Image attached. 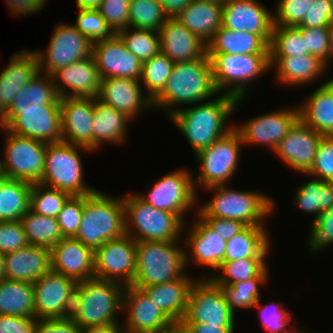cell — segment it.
<instances>
[{
    "label": "cell",
    "instance_id": "obj_12",
    "mask_svg": "<svg viewBox=\"0 0 333 333\" xmlns=\"http://www.w3.org/2000/svg\"><path fill=\"white\" fill-rule=\"evenodd\" d=\"M77 281L50 270L33 283L37 319L70 317Z\"/></svg>",
    "mask_w": 333,
    "mask_h": 333
},
{
    "label": "cell",
    "instance_id": "obj_55",
    "mask_svg": "<svg viewBox=\"0 0 333 333\" xmlns=\"http://www.w3.org/2000/svg\"><path fill=\"white\" fill-rule=\"evenodd\" d=\"M309 248L318 251L333 243V208L323 211L310 224Z\"/></svg>",
    "mask_w": 333,
    "mask_h": 333
},
{
    "label": "cell",
    "instance_id": "obj_46",
    "mask_svg": "<svg viewBox=\"0 0 333 333\" xmlns=\"http://www.w3.org/2000/svg\"><path fill=\"white\" fill-rule=\"evenodd\" d=\"M167 18L159 0H131L129 3V27L159 31Z\"/></svg>",
    "mask_w": 333,
    "mask_h": 333
},
{
    "label": "cell",
    "instance_id": "obj_14",
    "mask_svg": "<svg viewBox=\"0 0 333 333\" xmlns=\"http://www.w3.org/2000/svg\"><path fill=\"white\" fill-rule=\"evenodd\" d=\"M136 274V241L129 235L109 240L94 250V277L132 285Z\"/></svg>",
    "mask_w": 333,
    "mask_h": 333
},
{
    "label": "cell",
    "instance_id": "obj_71",
    "mask_svg": "<svg viewBox=\"0 0 333 333\" xmlns=\"http://www.w3.org/2000/svg\"><path fill=\"white\" fill-rule=\"evenodd\" d=\"M328 28H329V33H330V42H331V46H332V50H333V20L329 24Z\"/></svg>",
    "mask_w": 333,
    "mask_h": 333
},
{
    "label": "cell",
    "instance_id": "obj_51",
    "mask_svg": "<svg viewBox=\"0 0 333 333\" xmlns=\"http://www.w3.org/2000/svg\"><path fill=\"white\" fill-rule=\"evenodd\" d=\"M84 195H71L57 215L63 238L76 236L83 213Z\"/></svg>",
    "mask_w": 333,
    "mask_h": 333
},
{
    "label": "cell",
    "instance_id": "obj_52",
    "mask_svg": "<svg viewBox=\"0 0 333 333\" xmlns=\"http://www.w3.org/2000/svg\"><path fill=\"white\" fill-rule=\"evenodd\" d=\"M313 2L314 0H279L276 14H273L274 26L297 27Z\"/></svg>",
    "mask_w": 333,
    "mask_h": 333
},
{
    "label": "cell",
    "instance_id": "obj_74",
    "mask_svg": "<svg viewBox=\"0 0 333 333\" xmlns=\"http://www.w3.org/2000/svg\"><path fill=\"white\" fill-rule=\"evenodd\" d=\"M197 1H211V2H220V3H224L227 0H197Z\"/></svg>",
    "mask_w": 333,
    "mask_h": 333
},
{
    "label": "cell",
    "instance_id": "obj_45",
    "mask_svg": "<svg viewBox=\"0 0 333 333\" xmlns=\"http://www.w3.org/2000/svg\"><path fill=\"white\" fill-rule=\"evenodd\" d=\"M308 50L301 27L274 26L269 44L270 57H289L306 55Z\"/></svg>",
    "mask_w": 333,
    "mask_h": 333
},
{
    "label": "cell",
    "instance_id": "obj_75",
    "mask_svg": "<svg viewBox=\"0 0 333 333\" xmlns=\"http://www.w3.org/2000/svg\"><path fill=\"white\" fill-rule=\"evenodd\" d=\"M2 173L1 159H0V174Z\"/></svg>",
    "mask_w": 333,
    "mask_h": 333
},
{
    "label": "cell",
    "instance_id": "obj_24",
    "mask_svg": "<svg viewBox=\"0 0 333 333\" xmlns=\"http://www.w3.org/2000/svg\"><path fill=\"white\" fill-rule=\"evenodd\" d=\"M51 76L60 98H98L100 94L101 78L93 55L78 60L71 65L64 66L55 71ZM57 79L60 80L58 81L59 84L56 82ZM64 86L73 92L69 94Z\"/></svg>",
    "mask_w": 333,
    "mask_h": 333
},
{
    "label": "cell",
    "instance_id": "obj_36",
    "mask_svg": "<svg viewBox=\"0 0 333 333\" xmlns=\"http://www.w3.org/2000/svg\"><path fill=\"white\" fill-rule=\"evenodd\" d=\"M207 53L269 54V45L254 33L221 26L207 43Z\"/></svg>",
    "mask_w": 333,
    "mask_h": 333
},
{
    "label": "cell",
    "instance_id": "obj_18",
    "mask_svg": "<svg viewBox=\"0 0 333 333\" xmlns=\"http://www.w3.org/2000/svg\"><path fill=\"white\" fill-rule=\"evenodd\" d=\"M122 306L127 309L125 333H165L175 326L140 288L125 286Z\"/></svg>",
    "mask_w": 333,
    "mask_h": 333
},
{
    "label": "cell",
    "instance_id": "obj_19",
    "mask_svg": "<svg viewBox=\"0 0 333 333\" xmlns=\"http://www.w3.org/2000/svg\"><path fill=\"white\" fill-rule=\"evenodd\" d=\"M222 26L260 36L268 45L273 32V13L255 0H227L223 3Z\"/></svg>",
    "mask_w": 333,
    "mask_h": 333
},
{
    "label": "cell",
    "instance_id": "obj_33",
    "mask_svg": "<svg viewBox=\"0 0 333 333\" xmlns=\"http://www.w3.org/2000/svg\"><path fill=\"white\" fill-rule=\"evenodd\" d=\"M299 109V119L323 136H333V79L316 89Z\"/></svg>",
    "mask_w": 333,
    "mask_h": 333
},
{
    "label": "cell",
    "instance_id": "obj_3",
    "mask_svg": "<svg viewBox=\"0 0 333 333\" xmlns=\"http://www.w3.org/2000/svg\"><path fill=\"white\" fill-rule=\"evenodd\" d=\"M124 288L115 281L95 277L78 281L70 317L81 329L118 323Z\"/></svg>",
    "mask_w": 333,
    "mask_h": 333
},
{
    "label": "cell",
    "instance_id": "obj_67",
    "mask_svg": "<svg viewBox=\"0 0 333 333\" xmlns=\"http://www.w3.org/2000/svg\"><path fill=\"white\" fill-rule=\"evenodd\" d=\"M103 0H76L78 9H97Z\"/></svg>",
    "mask_w": 333,
    "mask_h": 333
},
{
    "label": "cell",
    "instance_id": "obj_13",
    "mask_svg": "<svg viewBox=\"0 0 333 333\" xmlns=\"http://www.w3.org/2000/svg\"><path fill=\"white\" fill-rule=\"evenodd\" d=\"M206 278L192 284L188 294L187 312L181 322L235 326V314L230 310L221 287L209 277Z\"/></svg>",
    "mask_w": 333,
    "mask_h": 333
},
{
    "label": "cell",
    "instance_id": "obj_49",
    "mask_svg": "<svg viewBox=\"0 0 333 333\" xmlns=\"http://www.w3.org/2000/svg\"><path fill=\"white\" fill-rule=\"evenodd\" d=\"M70 196L66 191L50 188L40 183L33 184L29 209L39 215L57 217Z\"/></svg>",
    "mask_w": 333,
    "mask_h": 333
},
{
    "label": "cell",
    "instance_id": "obj_48",
    "mask_svg": "<svg viewBox=\"0 0 333 333\" xmlns=\"http://www.w3.org/2000/svg\"><path fill=\"white\" fill-rule=\"evenodd\" d=\"M174 62L161 51L142 63L140 80L148 90V96L154 99L166 86L171 75Z\"/></svg>",
    "mask_w": 333,
    "mask_h": 333
},
{
    "label": "cell",
    "instance_id": "obj_73",
    "mask_svg": "<svg viewBox=\"0 0 333 333\" xmlns=\"http://www.w3.org/2000/svg\"><path fill=\"white\" fill-rule=\"evenodd\" d=\"M288 330H289V329L287 328V329H285V330H283V331H281V332H279V333H293V332H289ZM295 333H305V331H303V330H302V331H301V330H300V331H297V330H296ZM306 333H307V332H306Z\"/></svg>",
    "mask_w": 333,
    "mask_h": 333
},
{
    "label": "cell",
    "instance_id": "obj_32",
    "mask_svg": "<svg viewBox=\"0 0 333 333\" xmlns=\"http://www.w3.org/2000/svg\"><path fill=\"white\" fill-rule=\"evenodd\" d=\"M223 3L192 0L175 18L206 44L222 26Z\"/></svg>",
    "mask_w": 333,
    "mask_h": 333
},
{
    "label": "cell",
    "instance_id": "obj_35",
    "mask_svg": "<svg viewBox=\"0 0 333 333\" xmlns=\"http://www.w3.org/2000/svg\"><path fill=\"white\" fill-rule=\"evenodd\" d=\"M131 121L124 113L105 105L94 98L93 115V151L104 142L121 143L125 140L128 122Z\"/></svg>",
    "mask_w": 333,
    "mask_h": 333
},
{
    "label": "cell",
    "instance_id": "obj_58",
    "mask_svg": "<svg viewBox=\"0 0 333 333\" xmlns=\"http://www.w3.org/2000/svg\"><path fill=\"white\" fill-rule=\"evenodd\" d=\"M271 304V305H270ZM263 306L260 304V299L254 305L259 306L261 325L269 333H279L286 329V325L290 323L291 315L284 306L271 302ZM274 305V306H273ZM267 309V310H266Z\"/></svg>",
    "mask_w": 333,
    "mask_h": 333
},
{
    "label": "cell",
    "instance_id": "obj_44",
    "mask_svg": "<svg viewBox=\"0 0 333 333\" xmlns=\"http://www.w3.org/2000/svg\"><path fill=\"white\" fill-rule=\"evenodd\" d=\"M265 257H246L239 260L224 261L218 270L220 274L210 277L216 285H232L258 276L266 267ZM219 275V276H218Z\"/></svg>",
    "mask_w": 333,
    "mask_h": 333
},
{
    "label": "cell",
    "instance_id": "obj_15",
    "mask_svg": "<svg viewBox=\"0 0 333 333\" xmlns=\"http://www.w3.org/2000/svg\"><path fill=\"white\" fill-rule=\"evenodd\" d=\"M6 130L37 141L51 144L63 141L60 105L42 108L6 109Z\"/></svg>",
    "mask_w": 333,
    "mask_h": 333
},
{
    "label": "cell",
    "instance_id": "obj_39",
    "mask_svg": "<svg viewBox=\"0 0 333 333\" xmlns=\"http://www.w3.org/2000/svg\"><path fill=\"white\" fill-rule=\"evenodd\" d=\"M40 72L16 94L7 109L42 108V105H60L52 76Z\"/></svg>",
    "mask_w": 333,
    "mask_h": 333
},
{
    "label": "cell",
    "instance_id": "obj_63",
    "mask_svg": "<svg viewBox=\"0 0 333 333\" xmlns=\"http://www.w3.org/2000/svg\"><path fill=\"white\" fill-rule=\"evenodd\" d=\"M186 333H234L235 326H218L199 322H181Z\"/></svg>",
    "mask_w": 333,
    "mask_h": 333
},
{
    "label": "cell",
    "instance_id": "obj_68",
    "mask_svg": "<svg viewBox=\"0 0 333 333\" xmlns=\"http://www.w3.org/2000/svg\"><path fill=\"white\" fill-rule=\"evenodd\" d=\"M7 126V115L6 110L0 104V128L5 129Z\"/></svg>",
    "mask_w": 333,
    "mask_h": 333
},
{
    "label": "cell",
    "instance_id": "obj_31",
    "mask_svg": "<svg viewBox=\"0 0 333 333\" xmlns=\"http://www.w3.org/2000/svg\"><path fill=\"white\" fill-rule=\"evenodd\" d=\"M0 74V104L6 110L23 86L40 73L39 59L34 52L14 54Z\"/></svg>",
    "mask_w": 333,
    "mask_h": 333
},
{
    "label": "cell",
    "instance_id": "obj_47",
    "mask_svg": "<svg viewBox=\"0 0 333 333\" xmlns=\"http://www.w3.org/2000/svg\"><path fill=\"white\" fill-rule=\"evenodd\" d=\"M128 30H130V27L121 29L116 34L123 40L126 48L142 63L161 51L158 31L136 28L133 32Z\"/></svg>",
    "mask_w": 333,
    "mask_h": 333
},
{
    "label": "cell",
    "instance_id": "obj_16",
    "mask_svg": "<svg viewBox=\"0 0 333 333\" xmlns=\"http://www.w3.org/2000/svg\"><path fill=\"white\" fill-rule=\"evenodd\" d=\"M54 29L46 55L35 51L40 72L50 76L64 66L91 57L93 52V44L74 25L61 23Z\"/></svg>",
    "mask_w": 333,
    "mask_h": 333
},
{
    "label": "cell",
    "instance_id": "obj_41",
    "mask_svg": "<svg viewBox=\"0 0 333 333\" xmlns=\"http://www.w3.org/2000/svg\"><path fill=\"white\" fill-rule=\"evenodd\" d=\"M31 183L7 179L0 193V221H16L29 210Z\"/></svg>",
    "mask_w": 333,
    "mask_h": 333
},
{
    "label": "cell",
    "instance_id": "obj_57",
    "mask_svg": "<svg viewBox=\"0 0 333 333\" xmlns=\"http://www.w3.org/2000/svg\"><path fill=\"white\" fill-rule=\"evenodd\" d=\"M28 245L20 220L0 221V253L14 252Z\"/></svg>",
    "mask_w": 333,
    "mask_h": 333
},
{
    "label": "cell",
    "instance_id": "obj_66",
    "mask_svg": "<svg viewBox=\"0 0 333 333\" xmlns=\"http://www.w3.org/2000/svg\"><path fill=\"white\" fill-rule=\"evenodd\" d=\"M118 323L107 324L103 326H92L82 329V333H125L124 329L118 327Z\"/></svg>",
    "mask_w": 333,
    "mask_h": 333
},
{
    "label": "cell",
    "instance_id": "obj_59",
    "mask_svg": "<svg viewBox=\"0 0 333 333\" xmlns=\"http://www.w3.org/2000/svg\"><path fill=\"white\" fill-rule=\"evenodd\" d=\"M333 20V1L314 0L311 3L309 12L306 13L302 22L298 25L301 28L328 27Z\"/></svg>",
    "mask_w": 333,
    "mask_h": 333
},
{
    "label": "cell",
    "instance_id": "obj_30",
    "mask_svg": "<svg viewBox=\"0 0 333 333\" xmlns=\"http://www.w3.org/2000/svg\"><path fill=\"white\" fill-rule=\"evenodd\" d=\"M194 280L184 276L173 281L141 287L157 307L179 325L187 312L188 294Z\"/></svg>",
    "mask_w": 333,
    "mask_h": 333
},
{
    "label": "cell",
    "instance_id": "obj_10",
    "mask_svg": "<svg viewBox=\"0 0 333 333\" xmlns=\"http://www.w3.org/2000/svg\"><path fill=\"white\" fill-rule=\"evenodd\" d=\"M242 144L239 132L233 127L209 147L200 150L196 159L200 162L201 171L193 179L194 188L197 184L205 188L226 185L238 167Z\"/></svg>",
    "mask_w": 333,
    "mask_h": 333
},
{
    "label": "cell",
    "instance_id": "obj_28",
    "mask_svg": "<svg viewBox=\"0 0 333 333\" xmlns=\"http://www.w3.org/2000/svg\"><path fill=\"white\" fill-rule=\"evenodd\" d=\"M191 228L188 235L187 246L190 250H185L186 266L190 259L199 266H206L212 269H219L224 262L227 241L221 237L200 215ZM187 251H191L189 254ZM192 257V258H191Z\"/></svg>",
    "mask_w": 333,
    "mask_h": 333
},
{
    "label": "cell",
    "instance_id": "obj_26",
    "mask_svg": "<svg viewBox=\"0 0 333 333\" xmlns=\"http://www.w3.org/2000/svg\"><path fill=\"white\" fill-rule=\"evenodd\" d=\"M139 81L115 77L101 79L100 94L97 99L132 120L146 107H153V99L146 94L143 95Z\"/></svg>",
    "mask_w": 333,
    "mask_h": 333
},
{
    "label": "cell",
    "instance_id": "obj_1",
    "mask_svg": "<svg viewBox=\"0 0 333 333\" xmlns=\"http://www.w3.org/2000/svg\"><path fill=\"white\" fill-rule=\"evenodd\" d=\"M242 100L243 98L237 99L222 92V95L213 101L203 104L201 102V105L196 107L175 109L169 119L174 121L187 138L196 155L233 129V124L227 126L228 128L225 126L229 116L231 117Z\"/></svg>",
    "mask_w": 333,
    "mask_h": 333
},
{
    "label": "cell",
    "instance_id": "obj_25",
    "mask_svg": "<svg viewBox=\"0 0 333 333\" xmlns=\"http://www.w3.org/2000/svg\"><path fill=\"white\" fill-rule=\"evenodd\" d=\"M51 270L75 281L94 277V250L73 238H63L51 249Z\"/></svg>",
    "mask_w": 333,
    "mask_h": 333
},
{
    "label": "cell",
    "instance_id": "obj_29",
    "mask_svg": "<svg viewBox=\"0 0 333 333\" xmlns=\"http://www.w3.org/2000/svg\"><path fill=\"white\" fill-rule=\"evenodd\" d=\"M5 279L34 283L51 270L50 248L28 244L4 254Z\"/></svg>",
    "mask_w": 333,
    "mask_h": 333
},
{
    "label": "cell",
    "instance_id": "obj_61",
    "mask_svg": "<svg viewBox=\"0 0 333 333\" xmlns=\"http://www.w3.org/2000/svg\"><path fill=\"white\" fill-rule=\"evenodd\" d=\"M37 318L0 315V333H36Z\"/></svg>",
    "mask_w": 333,
    "mask_h": 333
},
{
    "label": "cell",
    "instance_id": "obj_23",
    "mask_svg": "<svg viewBox=\"0 0 333 333\" xmlns=\"http://www.w3.org/2000/svg\"><path fill=\"white\" fill-rule=\"evenodd\" d=\"M61 123L63 141L93 151L94 98H61Z\"/></svg>",
    "mask_w": 333,
    "mask_h": 333
},
{
    "label": "cell",
    "instance_id": "obj_38",
    "mask_svg": "<svg viewBox=\"0 0 333 333\" xmlns=\"http://www.w3.org/2000/svg\"><path fill=\"white\" fill-rule=\"evenodd\" d=\"M0 315L35 317L33 283L2 279Z\"/></svg>",
    "mask_w": 333,
    "mask_h": 333
},
{
    "label": "cell",
    "instance_id": "obj_6",
    "mask_svg": "<svg viewBox=\"0 0 333 333\" xmlns=\"http://www.w3.org/2000/svg\"><path fill=\"white\" fill-rule=\"evenodd\" d=\"M214 197L198 209L201 217L235 219L247 226H265L264 219L274 210V202L268 196L254 191H237L226 185L211 186Z\"/></svg>",
    "mask_w": 333,
    "mask_h": 333
},
{
    "label": "cell",
    "instance_id": "obj_43",
    "mask_svg": "<svg viewBox=\"0 0 333 333\" xmlns=\"http://www.w3.org/2000/svg\"><path fill=\"white\" fill-rule=\"evenodd\" d=\"M268 268L266 267L258 276L232 285H217L221 287L230 310L235 313L236 308H254L260 299L259 284L268 280Z\"/></svg>",
    "mask_w": 333,
    "mask_h": 333
},
{
    "label": "cell",
    "instance_id": "obj_11",
    "mask_svg": "<svg viewBox=\"0 0 333 333\" xmlns=\"http://www.w3.org/2000/svg\"><path fill=\"white\" fill-rule=\"evenodd\" d=\"M2 130L7 137L4 151L6 157L1 161L2 172L9 179L39 183L44 171L47 144Z\"/></svg>",
    "mask_w": 333,
    "mask_h": 333
},
{
    "label": "cell",
    "instance_id": "obj_8",
    "mask_svg": "<svg viewBox=\"0 0 333 333\" xmlns=\"http://www.w3.org/2000/svg\"><path fill=\"white\" fill-rule=\"evenodd\" d=\"M207 56L211 61L213 81L217 92L227 88L225 94L237 99L247 95L249 82L271 68L269 54L207 53ZM228 87L232 88L228 89Z\"/></svg>",
    "mask_w": 333,
    "mask_h": 333
},
{
    "label": "cell",
    "instance_id": "obj_65",
    "mask_svg": "<svg viewBox=\"0 0 333 333\" xmlns=\"http://www.w3.org/2000/svg\"><path fill=\"white\" fill-rule=\"evenodd\" d=\"M168 17H176L192 0H159Z\"/></svg>",
    "mask_w": 333,
    "mask_h": 333
},
{
    "label": "cell",
    "instance_id": "obj_53",
    "mask_svg": "<svg viewBox=\"0 0 333 333\" xmlns=\"http://www.w3.org/2000/svg\"><path fill=\"white\" fill-rule=\"evenodd\" d=\"M308 54L319 57L326 64L333 57L328 27L301 28ZM332 56V57H331Z\"/></svg>",
    "mask_w": 333,
    "mask_h": 333
},
{
    "label": "cell",
    "instance_id": "obj_2",
    "mask_svg": "<svg viewBox=\"0 0 333 333\" xmlns=\"http://www.w3.org/2000/svg\"><path fill=\"white\" fill-rule=\"evenodd\" d=\"M210 58L201 56L187 62L174 63L164 89L153 99V107L175 112V104H197L217 95Z\"/></svg>",
    "mask_w": 333,
    "mask_h": 333
},
{
    "label": "cell",
    "instance_id": "obj_37",
    "mask_svg": "<svg viewBox=\"0 0 333 333\" xmlns=\"http://www.w3.org/2000/svg\"><path fill=\"white\" fill-rule=\"evenodd\" d=\"M265 226H246L227 240L224 261L246 257H266L270 250V238Z\"/></svg>",
    "mask_w": 333,
    "mask_h": 333
},
{
    "label": "cell",
    "instance_id": "obj_62",
    "mask_svg": "<svg viewBox=\"0 0 333 333\" xmlns=\"http://www.w3.org/2000/svg\"><path fill=\"white\" fill-rule=\"evenodd\" d=\"M226 241L242 231L247 225L235 219L202 217Z\"/></svg>",
    "mask_w": 333,
    "mask_h": 333
},
{
    "label": "cell",
    "instance_id": "obj_42",
    "mask_svg": "<svg viewBox=\"0 0 333 333\" xmlns=\"http://www.w3.org/2000/svg\"><path fill=\"white\" fill-rule=\"evenodd\" d=\"M295 193L297 207L316 214L312 223L323 211L333 208V182L314 178L298 187Z\"/></svg>",
    "mask_w": 333,
    "mask_h": 333
},
{
    "label": "cell",
    "instance_id": "obj_27",
    "mask_svg": "<svg viewBox=\"0 0 333 333\" xmlns=\"http://www.w3.org/2000/svg\"><path fill=\"white\" fill-rule=\"evenodd\" d=\"M158 32L161 52L174 63L207 55V44L175 17H168Z\"/></svg>",
    "mask_w": 333,
    "mask_h": 333
},
{
    "label": "cell",
    "instance_id": "obj_7",
    "mask_svg": "<svg viewBox=\"0 0 333 333\" xmlns=\"http://www.w3.org/2000/svg\"><path fill=\"white\" fill-rule=\"evenodd\" d=\"M123 202L126 235L131 236L135 241L179 239L184 221L177 214L152 207L141 200L138 194L124 196ZM134 229L136 230L133 231Z\"/></svg>",
    "mask_w": 333,
    "mask_h": 333
},
{
    "label": "cell",
    "instance_id": "obj_50",
    "mask_svg": "<svg viewBox=\"0 0 333 333\" xmlns=\"http://www.w3.org/2000/svg\"><path fill=\"white\" fill-rule=\"evenodd\" d=\"M73 25L92 44L110 39L116 34L97 9H78Z\"/></svg>",
    "mask_w": 333,
    "mask_h": 333
},
{
    "label": "cell",
    "instance_id": "obj_9",
    "mask_svg": "<svg viewBox=\"0 0 333 333\" xmlns=\"http://www.w3.org/2000/svg\"><path fill=\"white\" fill-rule=\"evenodd\" d=\"M78 150L92 151L65 141L47 144L44 171L39 183L70 195H90L95 192L96 189L83 181L82 159Z\"/></svg>",
    "mask_w": 333,
    "mask_h": 333
},
{
    "label": "cell",
    "instance_id": "obj_69",
    "mask_svg": "<svg viewBox=\"0 0 333 333\" xmlns=\"http://www.w3.org/2000/svg\"><path fill=\"white\" fill-rule=\"evenodd\" d=\"M5 279L4 254L0 253V281Z\"/></svg>",
    "mask_w": 333,
    "mask_h": 333
},
{
    "label": "cell",
    "instance_id": "obj_21",
    "mask_svg": "<svg viewBox=\"0 0 333 333\" xmlns=\"http://www.w3.org/2000/svg\"><path fill=\"white\" fill-rule=\"evenodd\" d=\"M323 135L298 119L273 151L285 165L307 174L315 161L316 149Z\"/></svg>",
    "mask_w": 333,
    "mask_h": 333
},
{
    "label": "cell",
    "instance_id": "obj_40",
    "mask_svg": "<svg viewBox=\"0 0 333 333\" xmlns=\"http://www.w3.org/2000/svg\"><path fill=\"white\" fill-rule=\"evenodd\" d=\"M28 244L52 248L63 235L56 217H46L30 209L20 218Z\"/></svg>",
    "mask_w": 333,
    "mask_h": 333
},
{
    "label": "cell",
    "instance_id": "obj_17",
    "mask_svg": "<svg viewBox=\"0 0 333 333\" xmlns=\"http://www.w3.org/2000/svg\"><path fill=\"white\" fill-rule=\"evenodd\" d=\"M196 192L191 173L177 169L160 178L147 196L140 194L138 197L152 207L175 213L183 219L197 200Z\"/></svg>",
    "mask_w": 333,
    "mask_h": 333
},
{
    "label": "cell",
    "instance_id": "obj_60",
    "mask_svg": "<svg viewBox=\"0 0 333 333\" xmlns=\"http://www.w3.org/2000/svg\"><path fill=\"white\" fill-rule=\"evenodd\" d=\"M36 333H82L71 317L37 319Z\"/></svg>",
    "mask_w": 333,
    "mask_h": 333
},
{
    "label": "cell",
    "instance_id": "obj_70",
    "mask_svg": "<svg viewBox=\"0 0 333 333\" xmlns=\"http://www.w3.org/2000/svg\"><path fill=\"white\" fill-rule=\"evenodd\" d=\"M165 333H186L180 325H175L172 329L166 331Z\"/></svg>",
    "mask_w": 333,
    "mask_h": 333
},
{
    "label": "cell",
    "instance_id": "obj_4",
    "mask_svg": "<svg viewBox=\"0 0 333 333\" xmlns=\"http://www.w3.org/2000/svg\"><path fill=\"white\" fill-rule=\"evenodd\" d=\"M126 235L123 198L109 197L98 190L84 195L81 223L75 239L96 250L109 240Z\"/></svg>",
    "mask_w": 333,
    "mask_h": 333
},
{
    "label": "cell",
    "instance_id": "obj_54",
    "mask_svg": "<svg viewBox=\"0 0 333 333\" xmlns=\"http://www.w3.org/2000/svg\"><path fill=\"white\" fill-rule=\"evenodd\" d=\"M307 174L333 182V136L322 137L316 149L314 164Z\"/></svg>",
    "mask_w": 333,
    "mask_h": 333
},
{
    "label": "cell",
    "instance_id": "obj_72",
    "mask_svg": "<svg viewBox=\"0 0 333 333\" xmlns=\"http://www.w3.org/2000/svg\"><path fill=\"white\" fill-rule=\"evenodd\" d=\"M7 179H8V177L2 172L0 174V193H1V190H2V185Z\"/></svg>",
    "mask_w": 333,
    "mask_h": 333
},
{
    "label": "cell",
    "instance_id": "obj_34",
    "mask_svg": "<svg viewBox=\"0 0 333 333\" xmlns=\"http://www.w3.org/2000/svg\"><path fill=\"white\" fill-rule=\"evenodd\" d=\"M270 66L277 69L276 76L281 84L303 85L321 76L327 64L311 54L289 57H270ZM321 74V75H320Z\"/></svg>",
    "mask_w": 333,
    "mask_h": 333
},
{
    "label": "cell",
    "instance_id": "obj_56",
    "mask_svg": "<svg viewBox=\"0 0 333 333\" xmlns=\"http://www.w3.org/2000/svg\"><path fill=\"white\" fill-rule=\"evenodd\" d=\"M131 0H103L97 8L115 33L129 27V3Z\"/></svg>",
    "mask_w": 333,
    "mask_h": 333
},
{
    "label": "cell",
    "instance_id": "obj_22",
    "mask_svg": "<svg viewBox=\"0 0 333 333\" xmlns=\"http://www.w3.org/2000/svg\"><path fill=\"white\" fill-rule=\"evenodd\" d=\"M92 55L101 79L115 77L140 80L142 76V62L126 48L117 34L94 43Z\"/></svg>",
    "mask_w": 333,
    "mask_h": 333
},
{
    "label": "cell",
    "instance_id": "obj_20",
    "mask_svg": "<svg viewBox=\"0 0 333 333\" xmlns=\"http://www.w3.org/2000/svg\"><path fill=\"white\" fill-rule=\"evenodd\" d=\"M298 119L299 109L296 107L257 116L237 127L234 125V128L239 132L243 145L266 144L273 152Z\"/></svg>",
    "mask_w": 333,
    "mask_h": 333
},
{
    "label": "cell",
    "instance_id": "obj_5",
    "mask_svg": "<svg viewBox=\"0 0 333 333\" xmlns=\"http://www.w3.org/2000/svg\"><path fill=\"white\" fill-rule=\"evenodd\" d=\"M173 241H136V288L173 281L184 276L185 250Z\"/></svg>",
    "mask_w": 333,
    "mask_h": 333
},
{
    "label": "cell",
    "instance_id": "obj_64",
    "mask_svg": "<svg viewBox=\"0 0 333 333\" xmlns=\"http://www.w3.org/2000/svg\"><path fill=\"white\" fill-rule=\"evenodd\" d=\"M6 4L12 13L19 15H27L38 12L44 8L45 3L42 0H6Z\"/></svg>",
    "mask_w": 333,
    "mask_h": 333
}]
</instances>
